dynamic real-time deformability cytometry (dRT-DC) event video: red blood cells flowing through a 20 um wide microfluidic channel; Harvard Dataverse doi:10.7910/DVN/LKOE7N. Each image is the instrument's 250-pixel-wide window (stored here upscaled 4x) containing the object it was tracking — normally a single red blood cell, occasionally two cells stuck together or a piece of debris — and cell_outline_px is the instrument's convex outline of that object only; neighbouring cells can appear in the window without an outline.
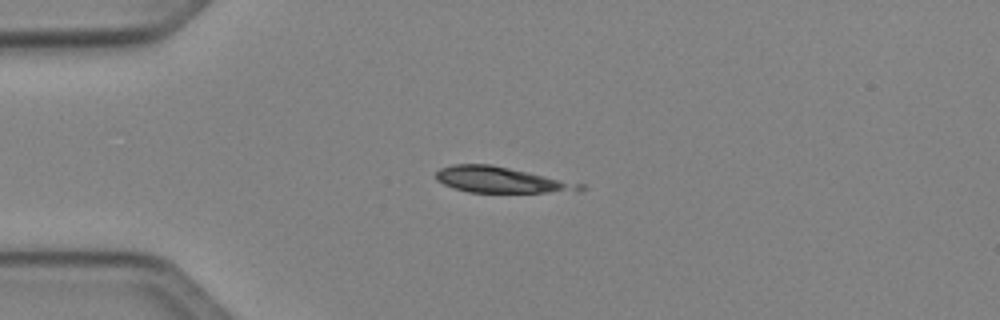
{"species": "Egyptian fruit bat (a non-hibernating species)", "species_latin": "Rousettus aegyptiacus", "temperature_condition": "cold", "stored_images_in_passage": 15, "camera_frame_rate_fps": 3000, "um_per_image_px": 0.085, "animal": {"sex": "female"}, "frame": {"image": 1, "passage_image": 12, "time_ms": 3.667, "image_size_px": [1000, 320], "cell_outline_px": [[564, 184], [560, 188], [548, 192], [468, 192], [452, 188], [436, 180], [436, 172], [440, 168], [452, 164], [492, 164], [544, 176], [556, 180]], "centroid_in_image_um": [41.97, 15.24], "position_along_channel_um": 43.0, "area_um2": 19.54}}